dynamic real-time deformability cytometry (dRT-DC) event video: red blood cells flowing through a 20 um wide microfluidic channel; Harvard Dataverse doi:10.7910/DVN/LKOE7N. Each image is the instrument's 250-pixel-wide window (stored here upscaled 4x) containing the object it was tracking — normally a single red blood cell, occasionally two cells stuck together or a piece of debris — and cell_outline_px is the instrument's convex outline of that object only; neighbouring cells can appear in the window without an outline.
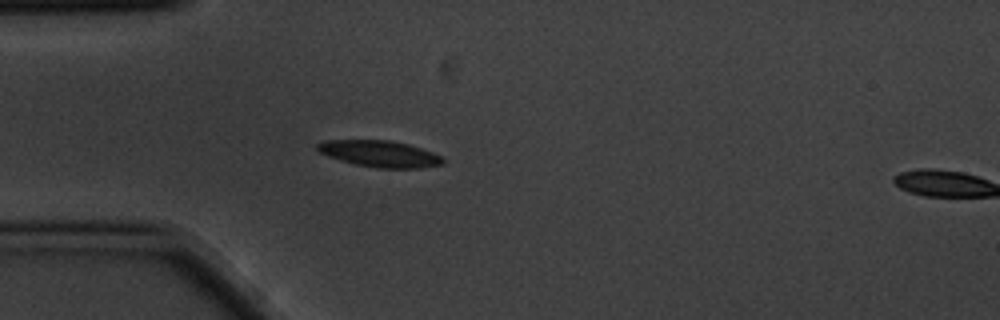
{"species": "common noctule bat (a hibernating species)", "species_latin": "Nyctalus noctula", "temperature_condition": "cold", "stored_images_in_passage": 6, "segment_of_instrument_passage": [1, 2], "camera_frame_rate_fps": 3000, "um_per_image_px": 0.085, "animal": {"sex": "male", "body_mass_g": 20.1, "forearm_length_mm": 53.5}, "frame": {"image": 1, "passage_image": 5, "time_ms": 1.333, "image_size_px": [1000, 320], "cell_outline_px": [[444, 164], [420, 168], [376, 168], [352, 164], [328, 156], [320, 152], [316, 148], [316, 144], [324, 140], [392, 140], [408, 144], [432, 152], [440, 156], [444, 160]], "centroid_in_image_um": [32.25, 13.07], "position_along_channel_um": 52.7, "area_um2": 19.42}}